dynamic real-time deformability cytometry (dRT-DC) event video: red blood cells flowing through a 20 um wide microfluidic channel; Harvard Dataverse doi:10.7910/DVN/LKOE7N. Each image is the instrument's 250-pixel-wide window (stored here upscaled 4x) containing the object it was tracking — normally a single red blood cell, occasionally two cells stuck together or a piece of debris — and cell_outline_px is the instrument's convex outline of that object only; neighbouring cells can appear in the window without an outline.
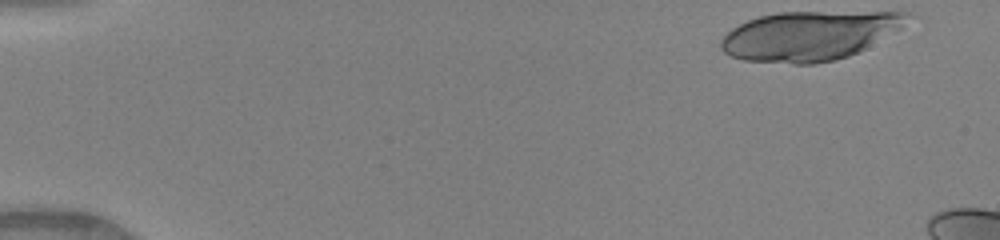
{"species": "human", "species_latin": "Homo sapiens", "temperature_condition": "warm", "stored_images_in_passage": 16, "camera_frame_rate_fps": 3000, "um_per_image_px": 0.085, "donor": {"sex": "female"}, "frame": {"image": 1, "passage_image": 1, "time_ms": 0.0, "image_size_px": [1000, 240], "cell_outline_px": [[908, 12], [900, 28], [864, 48], [848, 56], [832, 60], [812, 64], [796, 64], [744, 60], [732, 56], [724, 52], [720, 48], [720, 40], [732, 28], [748, 20], [760, 16], [780, 12]], "centroid_in_image_um": [68.7, 3.04], "position_along_channel_um": 16.3, "area_um2": 52.6}}
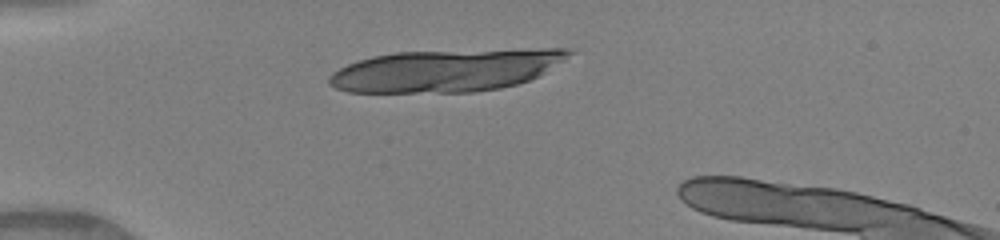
{"frame": {"image": 2, "passage_image": 11, "time_ms": 3.333, "image_size_px": [1000, 240], "cell_outline_px": [[576, 52], [564, 60], [544, 72], [528, 80], [516, 84], [500, 88], [472, 92], [348, 92], [336, 88], [328, 84], [328, 76], [332, 72], [348, 64], [372, 56], [396, 52], [540, 48], [572, 48]], "centroid_in_image_um": [37.93, 5.97], "position_along_channel_um": 47.1, "area_um2": 59.3}}